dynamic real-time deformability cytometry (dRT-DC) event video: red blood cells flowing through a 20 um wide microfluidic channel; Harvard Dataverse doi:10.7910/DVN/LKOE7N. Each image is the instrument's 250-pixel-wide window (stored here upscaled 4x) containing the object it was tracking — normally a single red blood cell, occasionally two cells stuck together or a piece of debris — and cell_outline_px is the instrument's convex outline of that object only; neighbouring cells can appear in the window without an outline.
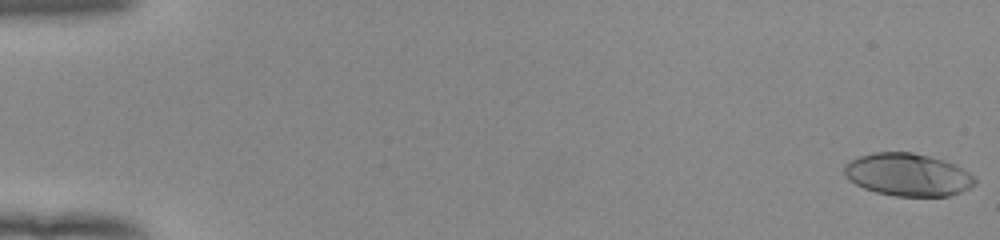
{"species": "human", "species_latin": "Homo sapiens", "temperature_condition": "room temperature", "stored_images_in_passage": 16, "camera_frame_rate_fps": 3000, "um_per_image_px": 0.085, "donor": {"sex": "female"}, "frame": {"image": 1, "passage_image": 1, "time_ms": 0.0, "image_size_px": [1000, 240], "cell_outline_px": [[976, 184], [960, 192], [948, 196], [896, 196], [876, 192], [864, 188], [856, 184], [844, 172], [844, 164], [860, 156], [876, 152], [912, 152], [944, 160], [968, 172], [976, 180]], "centroid_in_image_um": [77.17, 14.85], "position_along_channel_um": 7.8, "area_um2": 32.02}}
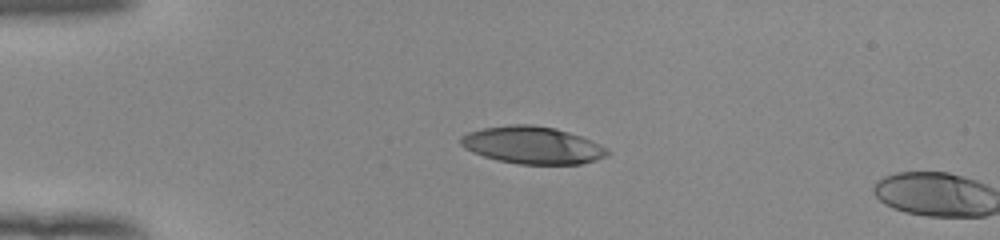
{"frame": {"image": 2, "passage_image": 14, "time_ms": 4.333, "image_size_px": [1000, 240], "cell_outline_px": [[608, 156], [596, 160], [580, 164], [516, 164], [496, 160], [472, 152], [464, 148], [460, 144], [460, 136], [468, 132], [484, 128], [512, 124], [532, 124], [556, 128], [580, 136], [608, 148]], "centroid_in_image_um": [45.24, 12.34], "position_along_channel_um": 39.8, "area_um2": 31.96}}